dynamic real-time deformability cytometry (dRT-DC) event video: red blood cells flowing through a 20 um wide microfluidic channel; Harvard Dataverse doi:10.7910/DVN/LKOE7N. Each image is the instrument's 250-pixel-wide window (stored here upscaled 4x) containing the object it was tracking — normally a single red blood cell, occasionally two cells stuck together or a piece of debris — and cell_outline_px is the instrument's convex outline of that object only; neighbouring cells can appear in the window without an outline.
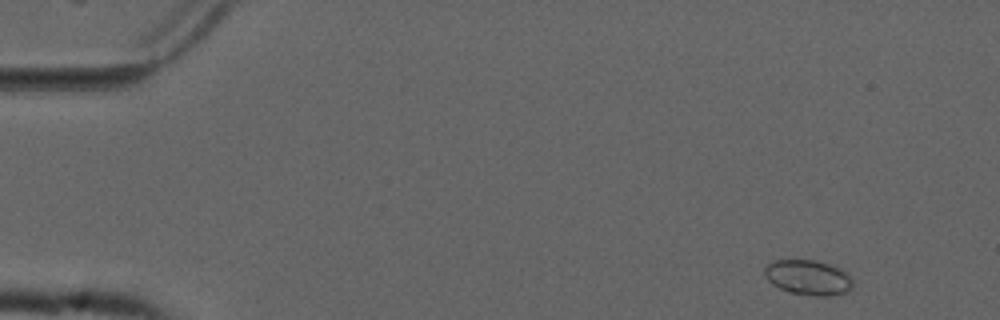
{"species": "common noctule bat (a hibernating species)", "species_latin": "Nyctalus noctula", "temperature_condition": "cold", "stored_images_in_passage": 54, "camera_frame_rate_fps": 3000, "um_per_image_px": 0.085, "animal": {"sex": "male", "forearm_length_mm": 52.5}, "frame": {"image": 1, "passage_image": 3, "time_ms": 0.667, "image_size_px": [1000, 320], "cell_outline_px": [[856, 284], [848, 292], [832, 296], [812, 296], [788, 292], [772, 284], [764, 276], [764, 268], [768, 264], [776, 260], [816, 260], [840, 268], [852, 276]], "centroid_in_image_um": [68.75, 23.6], "position_along_channel_um": 16.2, "area_um2": 18.44}}
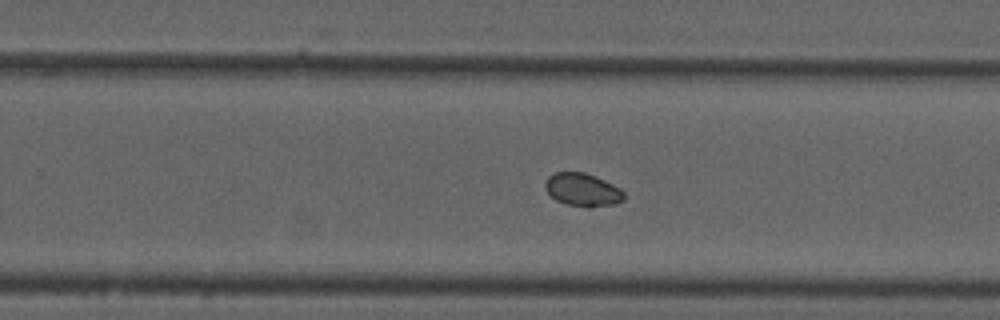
{"frame": {"image": 2, "passage_image": 33, "time_ms": 10.667, "image_size_px": [1000, 320], "cell_outline_px": [[624, 200], [616, 204], [592, 208], [588, 208], [564, 204], [556, 200], [544, 188], [544, 184], [548, 176], [556, 172], [584, 172], [596, 176], [620, 188], [624, 192]], "centroid_in_image_um": [49.53, 16.15], "position_along_channel_um": 280.3, "area_um2": 15.43}}
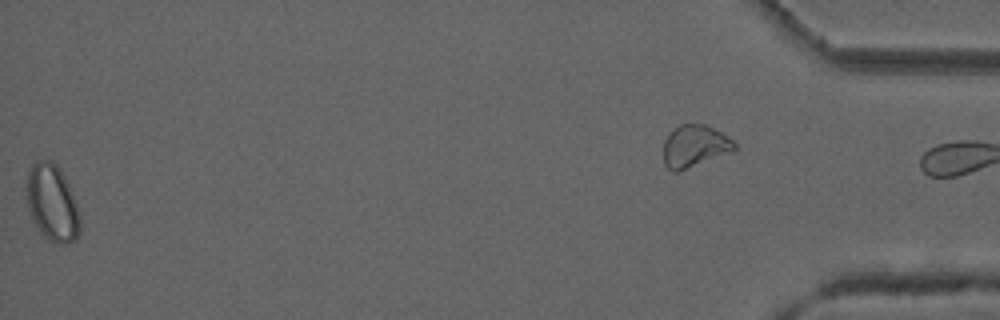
{"frame": {"image": 3, "passage_image": 53, "time_ms": 17.333, "image_size_px": [1000, 320], "cell_outline_px": [[80, 232], [76, 240], [68, 244], [56, 244], [48, 240], [44, 236], [32, 220], [28, 208], [28, 172], [32, 164], [36, 160], [52, 160], [60, 168], [72, 192], [80, 216]], "centroid_in_image_um": [4.46, 17.27], "position_along_channel_um": 430.7, "area_um2": 23.87}}